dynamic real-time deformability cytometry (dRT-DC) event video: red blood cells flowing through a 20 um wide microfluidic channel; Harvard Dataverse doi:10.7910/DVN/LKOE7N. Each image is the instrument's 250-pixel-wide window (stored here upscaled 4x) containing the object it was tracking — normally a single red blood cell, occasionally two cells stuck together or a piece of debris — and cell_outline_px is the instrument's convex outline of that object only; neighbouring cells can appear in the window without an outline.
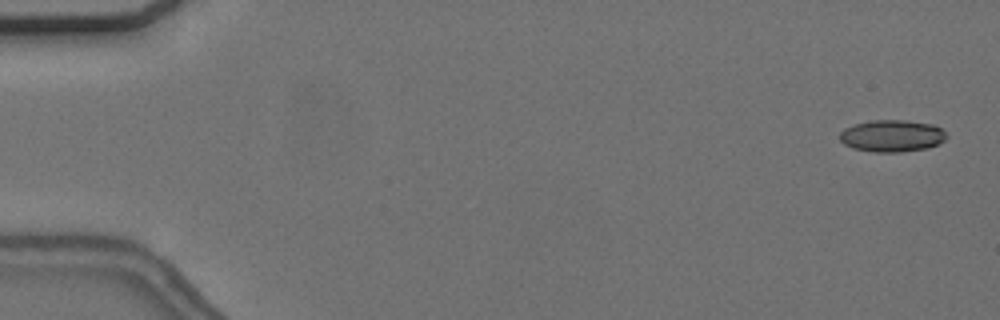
{"species": "common noctule bat (a hibernating species)", "species_latin": "Nyctalus noctula", "temperature_condition": "cold", "stored_images_in_passage": 55, "camera_frame_rate_fps": 3000, "um_per_image_px": 0.085, "animal": {"sex": "female", "body_mass_g": 24.6, "forearm_length_mm": 56.2}, "frame": {"image": 1, "passage_image": 1, "time_ms": 0.0, "image_size_px": [1000, 320], "cell_outline_px": [[948, 136], [944, 140], [928, 148], [900, 152], [872, 152], [852, 148], [844, 144], [840, 140], [840, 132], [844, 128], [852, 124], [872, 120], [904, 120], [932, 124], [940, 128]], "centroid_in_image_um": [75.78, 11.55], "position_along_channel_um": 9.2, "area_um2": 19.94}}
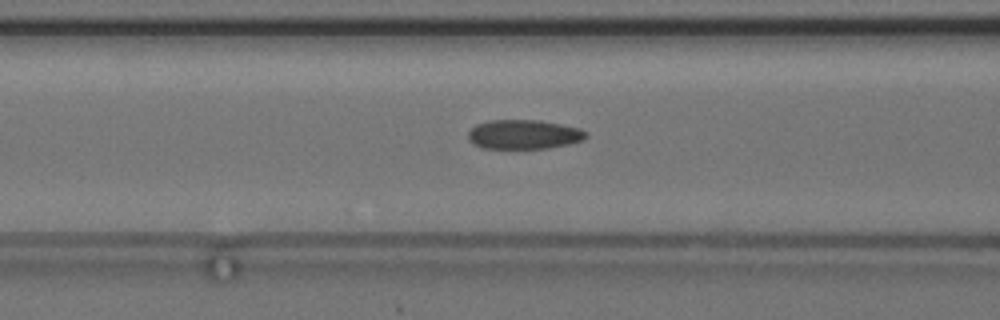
{"frame": {"image": 2, "passage_image": 22, "time_ms": 7.0, "image_size_px": [1000, 320], "cell_outline_px": [[588, 136], [584, 140], [568, 144], [548, 148], [480, 148], [472, 144], [468, 140], [468, 132], [476, 124], [488, 120], [540, 120], [580, 128], [588, 132]], "centroid_in_image_um": [44.52, 11.42], "position_along_channel_um": 122.1, "area_um2": 20.35}}
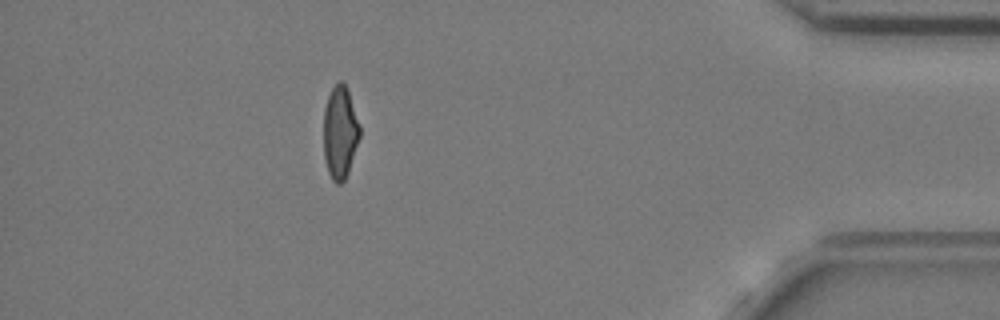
{"frame": {"image": 3, "passage_image": 49, "time_ms": 16.0, "image_size_px": [1000, 320], "cell_outline_px": [[360, 136], [348, 172], [344, 180], [340, 184], [336, 184], [332, 180], [328, 172], [324, 160], [324, 108], [328, 96], [332, 88], [340, 80], [348, 88], [360, 124]], "centroid_in_image_um": [28.9, 11.25], "position_along_channel_um": 406.3, "area_um2": 19.65}, "authors_computed_cell_mechanics": {"area_um2": 20.23, "velocity_mm_per_s": 3.6993, "shape_relaxation_time_tau1_ms": 8.2632, "shape_relaxation_time_tau2_ms": 1.9658, "deformation_change_tau1": 0.1752, "deformation_change_tau2": 0.0804}}